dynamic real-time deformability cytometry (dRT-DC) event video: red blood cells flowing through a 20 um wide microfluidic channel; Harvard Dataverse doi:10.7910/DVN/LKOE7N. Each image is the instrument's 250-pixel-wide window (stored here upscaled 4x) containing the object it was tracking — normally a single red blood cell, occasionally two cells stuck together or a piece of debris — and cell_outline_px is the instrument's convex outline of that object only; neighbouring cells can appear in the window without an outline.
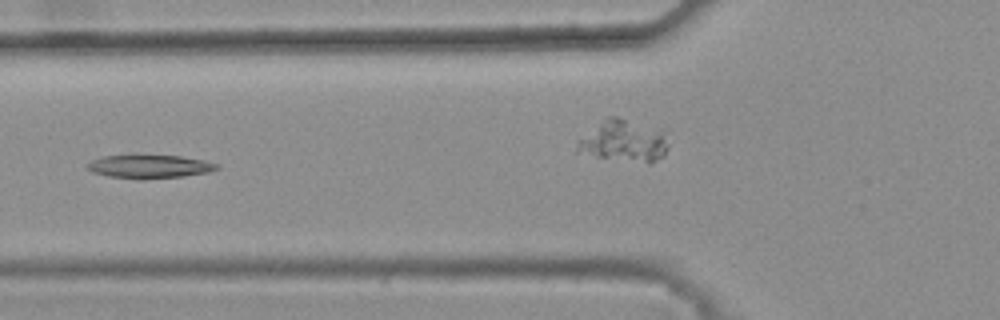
{"species": "common noctule bat (a hibernating species)", "species_latin": "Nyctalus noctula", "temperature_condition": "warm", "stored_images_in_passage": 6, "camera_frame_rate_fps": 3000, "um_per_image_px": 0.085, "animal": {"sex": "female", "body_mass_g": 25.1}, "frame": {"image": 1, "passage_image": 5, "time_ms": 1.333, "image_size_px": [1000, 320], "cell_outline_px": [[220, 168], [208, 172], [184, 176], [108, 176], [92, 172], [84, 164], [92, 160], [104, 156], [180, 156], [204, 160], [220, 164]], "centroid_in_image_um": [12.75, 14.11], "position_along_channel_um": 113.0, "area_um2": 16.53}}